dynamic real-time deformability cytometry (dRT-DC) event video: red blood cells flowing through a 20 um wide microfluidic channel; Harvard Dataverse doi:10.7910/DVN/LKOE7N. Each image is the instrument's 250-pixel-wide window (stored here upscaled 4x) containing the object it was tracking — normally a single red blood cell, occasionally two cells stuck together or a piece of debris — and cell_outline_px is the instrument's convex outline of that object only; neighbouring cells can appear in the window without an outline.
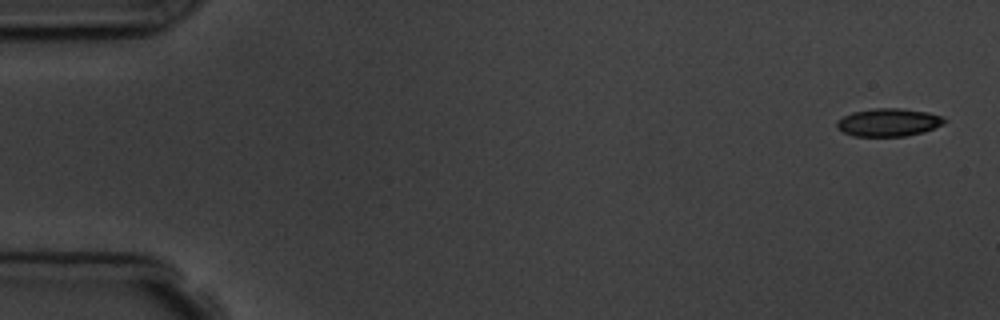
{"species": "common noctule bat (a hibernating species)", "species_latin": "Nyctalus noctula", "temperature_condition": "room temperature", "stored_images_in_passage": 7, "camera_frame_rate_fps": 3000, "um_per_image_px": 0.085, "animal": {"sex": "male", "body_mass_g": 19.5, "forearm_length_mm": 54.6}, "frame": {"image": 1, "passage_image": 1, "time_ms": 0.0, "image_size_px": [1000, 320], "cell_outline_px": [[948, 120], [944, 124], [924, 132], [904, 136], [856, 136], [844, 132], [836, 128], [836, 120], [852, 112], [872, 108], [900, 108], [928, 112], [944, 116]], "centroid_in_image_um": [75.55, 10.39], "position_along_channel_um": 9.4, "area_um2": 17.69}}
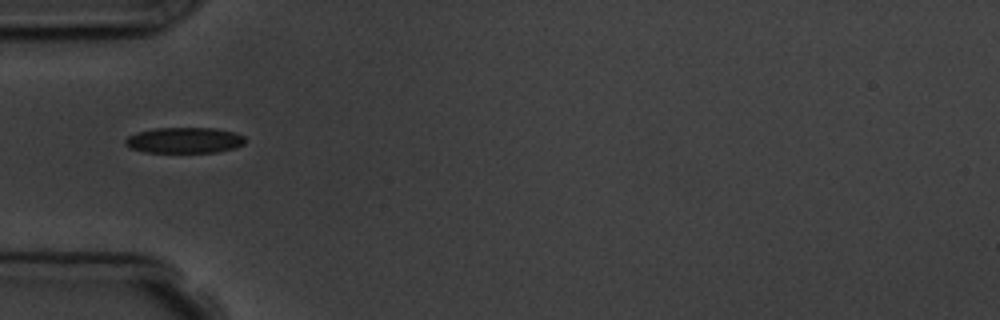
{"frame": {"image": 2, "passage_image": 5, "time_ms": 5.333, "image_size_px": [1000, 320], "cell_outline_px": [[244, 144], [236, 148], [220, 152], [144, 152], [132, 148], [124, 144], [124, 140], [128, 136], [136, 132], [156, 128], [216, 128], [236, 132], [244, 136]], "centroid_in_image_um": [15.7, 11.92], "position_along_channel_um": 69.3, "area_um2": 18.15}}